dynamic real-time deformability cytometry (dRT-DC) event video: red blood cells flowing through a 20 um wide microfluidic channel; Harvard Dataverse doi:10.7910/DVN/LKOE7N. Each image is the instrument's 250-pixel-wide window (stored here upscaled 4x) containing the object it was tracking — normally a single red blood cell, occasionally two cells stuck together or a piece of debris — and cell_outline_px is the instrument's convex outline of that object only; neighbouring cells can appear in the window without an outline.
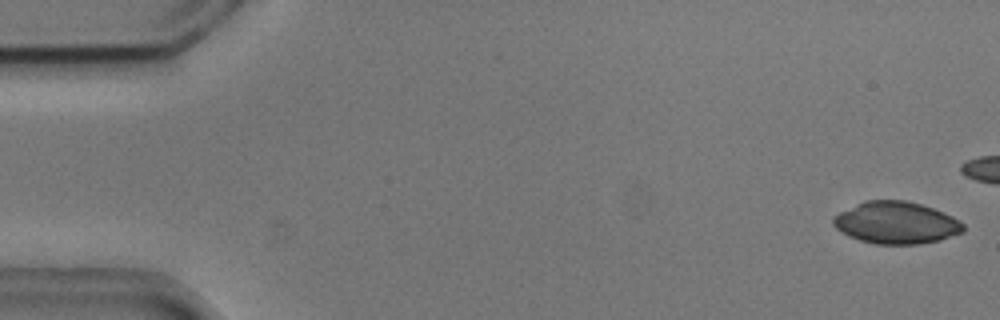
{"species": "common noctule bat (a hibernating species)", "species_latin": "Nyctalus noctula", "temperature_condition": "cold", "stored_images_in_passage": 16, "camera_frame_rate_fps": 3000, "um_per_image_px": 0.085, "animal": {"sex": "male", "body_mass_g": 20.5, "forearm_length_mm": 52.5}, "frame": {"image": 1, "passage_image": 1, "time_ms": 0.0, "image_size_px": [1000, 320], "cell_outline_px": [[964, 232], [940, 240], [920, 244], [876, 244], [860, 240], [848, 236], [840, 232], [832, 224], [832, 216], [864, 200], [904, 200], [920, 204], [944, 212], [960, 220], [964, 224]], "centroid_in_image_um": [76.17, 18.94], "position_along_channel_um": 8.8, "area_um2": 32.08}}